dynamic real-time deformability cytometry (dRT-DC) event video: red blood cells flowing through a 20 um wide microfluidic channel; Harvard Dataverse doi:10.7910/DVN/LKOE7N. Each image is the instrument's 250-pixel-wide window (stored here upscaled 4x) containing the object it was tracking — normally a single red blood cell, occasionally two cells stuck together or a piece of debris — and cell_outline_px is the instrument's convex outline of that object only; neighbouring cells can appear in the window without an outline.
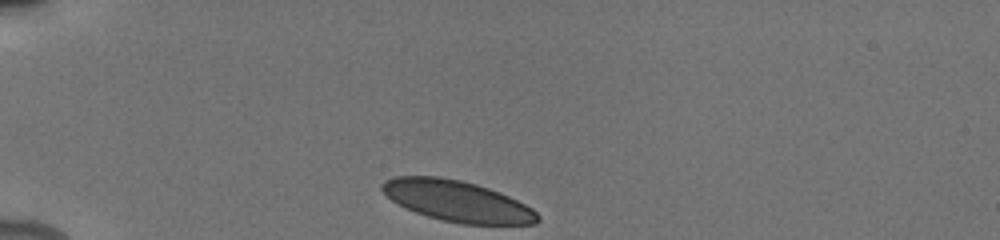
{"species": "human", "species_latin": "Homo sapiens", "temperature_condition": "cold", "stored_images_in_passage": 7, "camera_frame_rate_fps": 3000, "um_per_image_px": 0.085, "donor": {"sex": "male"}, "frame": {"image": 1, "passage_image": 1, "time_ms": 0.0, "image_size_px": [1000, 240], "cell_outline_px": [[540, 220], [536, 224], [460, 224], [440, 220], [416, 212], [392, 200], [380, 188], [380, 184], [384, 180], [396, 176], [440, 176], [460, 180], [476, 184], [500, 192], [532, 208], [540, 216]], "centroid_in_image_um": [38.87, 17.09], "position_along_channel_um": 46.1, "area_um2": 36.99}}